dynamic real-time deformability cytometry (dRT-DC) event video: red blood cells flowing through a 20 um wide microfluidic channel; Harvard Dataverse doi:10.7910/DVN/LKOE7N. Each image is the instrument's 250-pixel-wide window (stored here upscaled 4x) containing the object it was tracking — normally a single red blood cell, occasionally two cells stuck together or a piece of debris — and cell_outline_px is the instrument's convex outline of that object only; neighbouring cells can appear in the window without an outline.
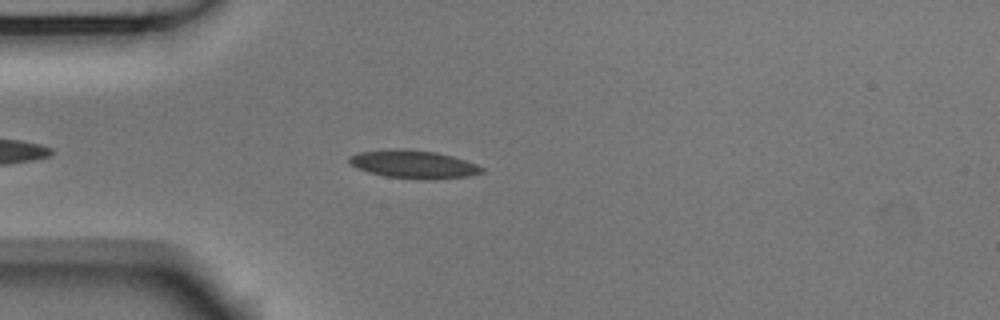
{"species": "Egyptian fruit bat (a non-hibernating species)", "species_latin": "Rousettus aegyptiacus", "temperature_condition": "room temperature", "stored_images_in_passage": 45, "camera_frame_rate_fps": 3000, "um_per_image_px": 0.085, "animal": {"sex": "male"}, "frame": {"image": 1, "passage_image": 6, "time_ms": 1.667, "image_size_px": [1000, 320], "cell_outline_px": [[484, 172], [468, 176], [432, 180], [416, 180], [388, 176], [368, 172], [356, 168], [348, 160], [348, 156], [356, 152], [384, 148], [404, 148], [436, 152], [452, 156], [476, 164], [484, 168]], "centroid_in_image_um": [35.11, 13.95], "position_along_channel_um": 49.9, "area_um2": 22.14}}
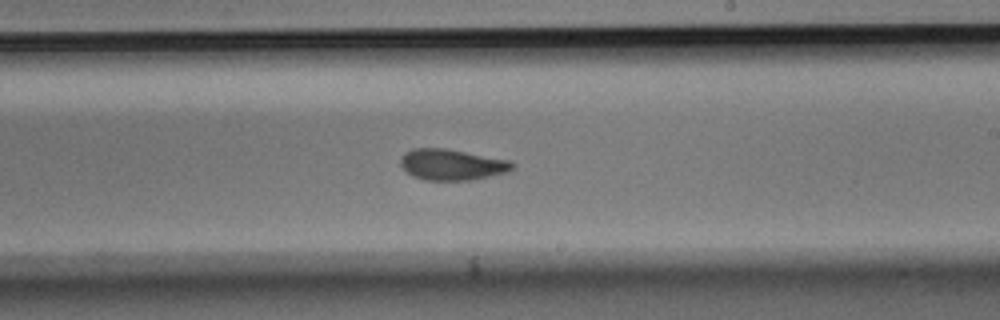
{"frame": {"image": 2, "passage_image": 23, "time_ms": 7.333, "image_size_px": [1000, 320], "cell_outline_px": [[516, 168], [508, 172], [472, 180], [424, 180], [412, 176], [400, 164], [400, 156], [404, 152], [412, 148], [444, 148], [508, 160], [516, 164]], "centroid_in_image_um": [38.41, 13.99], "position_along_channel_um": 250.6, "area_um2": 20.29}}
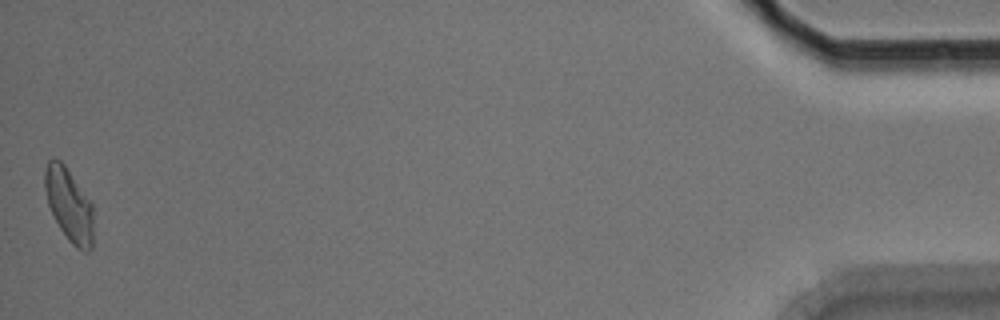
{"frame": {"image": 3, "passage_image": 45, "time_ms": 14.667, "image_size_px": [1000, 320], "cell_outline_px": [[92, 248], [88, 252], [84, 252], [76, 248], [68, 240], [60, 228], [48, 204], [44, 188], [44, 168], [48, 160], [60, 160], [64, 164], [92, 204]], "centroid_in_image_um": [5.85, 17.43], "position_along_channel_um": 429.3, "area_um2": 20.46}, "authors_computed_cell_mechanics": {"area_um2": 20.4034, "velocity_mm_per_s": 3.7249, "shape_relaxation_time_tau1_ms": 9.5734, "shape_relaxation_time_tau2_ms": 2.2344, "deformation_change_tau1": 0.1935, "deformation_change_tau2": 0.0698}}